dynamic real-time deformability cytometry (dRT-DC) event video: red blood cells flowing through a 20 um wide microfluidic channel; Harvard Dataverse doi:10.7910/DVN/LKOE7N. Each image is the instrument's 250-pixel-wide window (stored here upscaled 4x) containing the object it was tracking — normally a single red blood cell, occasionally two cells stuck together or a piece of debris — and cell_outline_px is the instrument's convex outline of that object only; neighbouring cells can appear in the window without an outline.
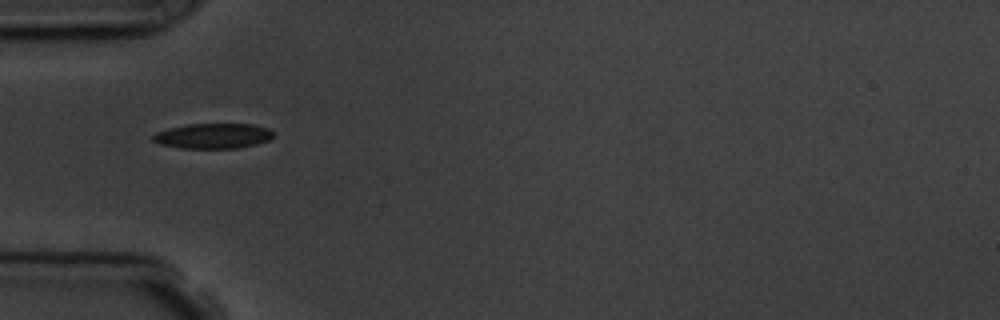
{"species": "common noctule bat (a hibernating species)", "species_latin": "Nyctalus noctula", "temperature_condition": "room temperature", "stored_images_in_passage": 3, "camera_frame_rate_fps": 3000, "um_per_image_px": 0.085, "animal": {"sex": "male", "body_mass_g": 19.5, "forearm_length_mm": 54.6}, "frame": {"image": 1, "passage_image": 1, "time_ms": 0.0, "image_size_px": [1000, 320], "cell_outline_px": [[272, 136], [268, 140], [256, 144], [236, 148], [180, 148], [160, 144], [152, 140], [152, 136], [156, 132], [168, 128], [188, 124], [252, 124], [268, 128], [272, 132]], "centroid_in_image_um": [18.07, 11.55], "position_along_channel_um": 66.9, "area_um2": 17.57}}